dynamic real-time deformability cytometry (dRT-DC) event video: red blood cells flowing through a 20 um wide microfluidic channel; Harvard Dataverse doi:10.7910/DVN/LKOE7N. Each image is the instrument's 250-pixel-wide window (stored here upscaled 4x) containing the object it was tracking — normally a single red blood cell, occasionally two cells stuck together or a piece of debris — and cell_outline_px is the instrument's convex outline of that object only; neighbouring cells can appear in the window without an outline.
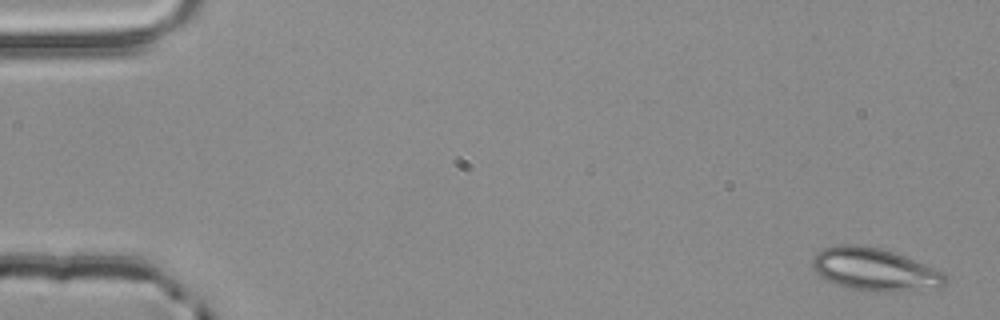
{"species": "common noctule bat (a hibernating species)", "species_latin": "Nyctalus noctula", "temperature_condition": "room temperature", "stored_images_in_passage": 53, "camera_frame_rate_fps": 3000, "um_per_image_px": 0.085, "animal": {"sex": "male", "body_mass_g": 20.4}, "frame": {"image": 1, "passage_image": 1, "time_ms": 0.0, "image_size_px": [1000, 320], "cell_outline_px": [[948, 284], [940, 288], [908, 292], [872, 292], [848, 288], [824, 280], [812, 268], [812, 260], [816, 252], [824, 248], [836, 244], [860, 244], [880, 248], [904, 256], [944, 272], [948, 276]], "centroid_in_image_um": [74.38, 22.93], "position_along_channel_um": 10.6, "area_um2": 33.87}}
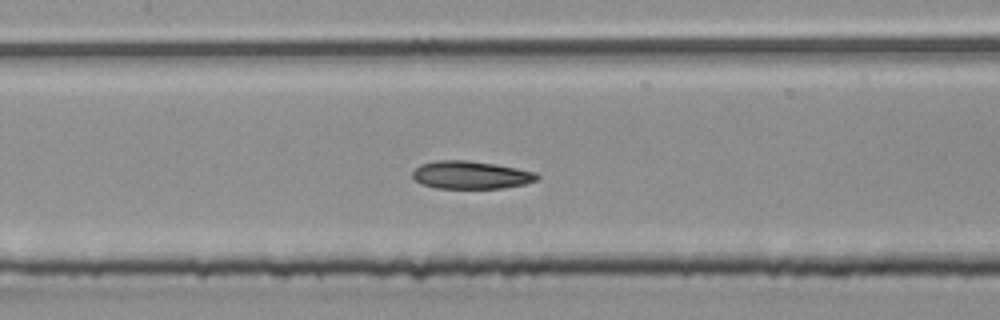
{"frame": {"image": 2, "passage_image": 25, "time_ms": 8.0, "image_size_px": [1000, 320], "cell_outline_px": [[540, 176], [536, 180], [524, 184], [504, 188], [436, 188], [420, 184], [412, 176], [412, 172], [420, 164], [436, 160], [464, 160], [496, 164], [536, 172]], "centroid_in_image_um": [40.0, 14.87], "position_along_channel_um": 167.4, "area_um2": 20.23}}
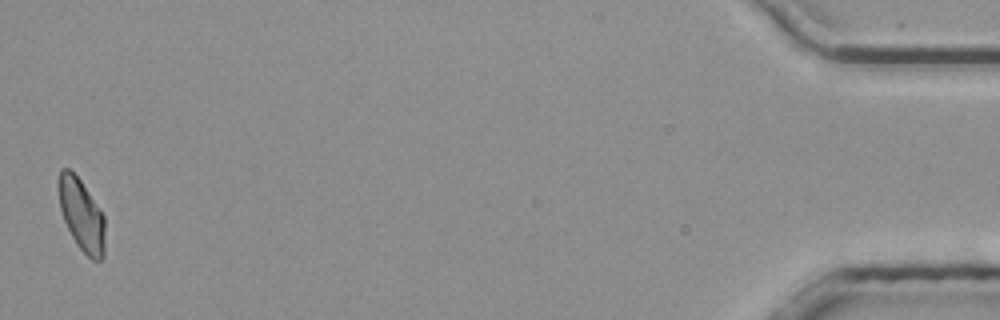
{"frame": {"image": 3, "passage_image": 53, "time_ms": 17.333, "image_size_px": [1000, 320], "cell_outline_px": [[104, 256], [100, 260], [92, 260], [76, 244], [64, 220], [60, 208], [56, 188], [60, 168], [68, 168], [80, 180], [104, 216]], "centroid_in_image_um": [6.89, 18.24], "position_along_channel_um": 428.3, "area_um2": 19.36}, "authors_computed_cell_mechanics": {"area_um2": 20.6346, "velocity_mm_per_s": 3.8547, "shape_relaxation_time_tau1_ms": 8.4334, "shape_relaxation_time_tau2_ms": 3.6832, "deformation_change_tau1": 0.1386, "deformation_change_tau2": 0.0897}}